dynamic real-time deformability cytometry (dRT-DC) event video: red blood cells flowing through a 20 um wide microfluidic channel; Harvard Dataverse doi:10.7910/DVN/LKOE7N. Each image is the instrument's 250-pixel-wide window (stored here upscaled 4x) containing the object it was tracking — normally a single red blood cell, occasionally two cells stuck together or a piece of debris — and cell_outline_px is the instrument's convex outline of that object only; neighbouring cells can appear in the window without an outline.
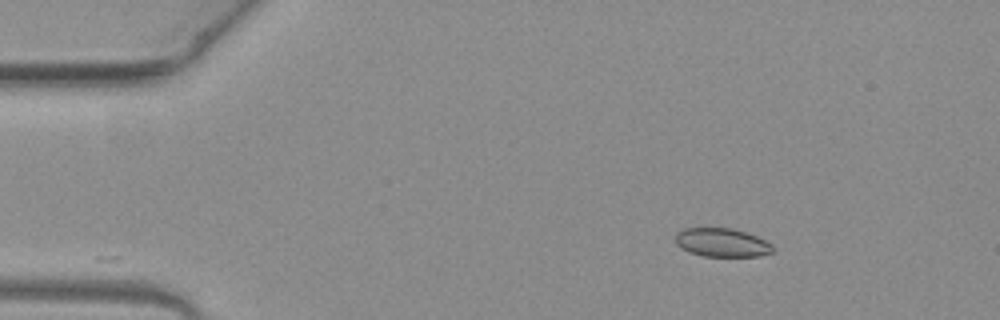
{"species": "common noctule bat (a hibernating species)", "species_latin": "Nyctalus noctula", "temperature_condition": "warm", "stored_images_in_passage": 45, "camera_frame_rate_fps": 3000, "um_per_image_px": 0.085, "animal": {"sex": "female", "body_mass_g": 19.3, "forearm_length_mm": 54.1}, "frame": {"image": 1, "passage_image": 1, "time_ms": 0.0, "image_size_px": [1000, 320], "cell_outline_px": [[776, 252], [760, 256], [704, 256], [688, 252], [676, 244], [676, 232], [684, 228], [732, 228], [756, 236], [772, 244], [776, 248]], "centroid_in_image_um": [61.4, 20.62], "position_along_channel_um": 23.6, "area_um2": 16.36}}
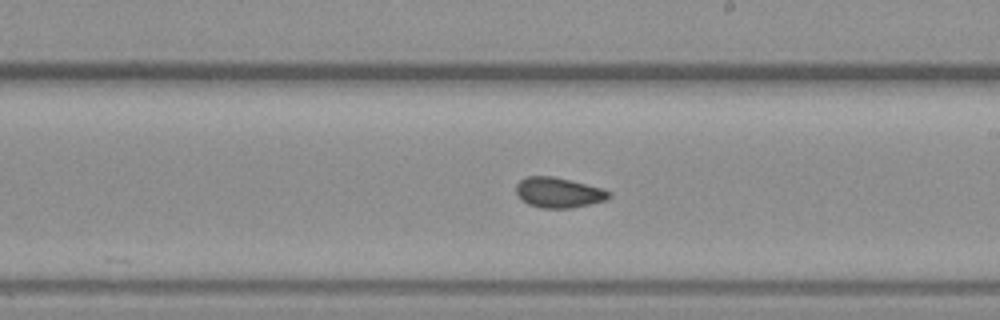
{"frame": {"image": 2, "passage_image": 23, "time_ms": 7.333, "image_size_px": [1000, 320], "cell_outline_px": [[612, 196], [604, 200], [572, 208], [540, 208], [528, 204], [520, 200], [516, 192], [516, 184], [520, 180], [528, 176], [552, 176], [604, 188], [612, 192]], "centroid_in_image_um": [47.47, 16.37], "position_along_channel_um": 241.5, "area_um2": 16.47}}
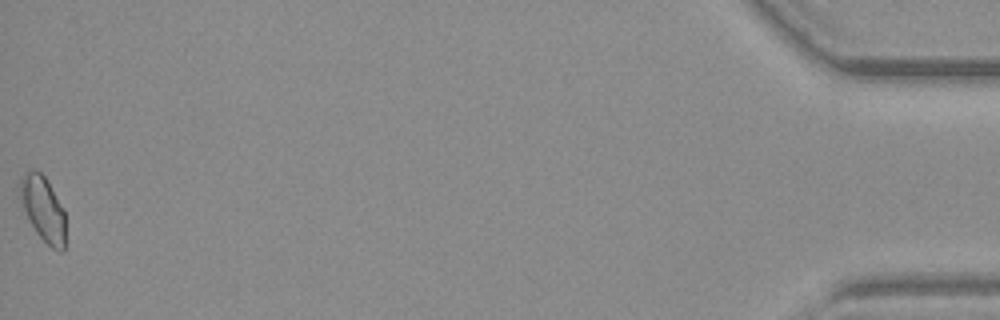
{"frame": {"image": 3, "passage_image": 45, "time_ms": 14.667, "image_size_px": [1000, 320], "cell_outline_px": [[64, 252], [60, 252], [52, 248], [36, 232], [20, 200], [20, 180], [24, 172], [32, 168], [40, 172], [44, 176], [64, 208]], "centroid_in_image_um": [3.67, 17.72], "position_along_channel_um": 431.5, "area_um2": 16.94}, "authors_computed_cell_mechanics": {"area_um2": 16.473, "velocity_mm_per_s": 4.0188, "shape_relaxation_time_tau1_ms": null, "shape_relaxation_time_tau2_ms": 3.7478, "deformation_change_tau1": null, "deformation_change_tau2": 0.0512}}